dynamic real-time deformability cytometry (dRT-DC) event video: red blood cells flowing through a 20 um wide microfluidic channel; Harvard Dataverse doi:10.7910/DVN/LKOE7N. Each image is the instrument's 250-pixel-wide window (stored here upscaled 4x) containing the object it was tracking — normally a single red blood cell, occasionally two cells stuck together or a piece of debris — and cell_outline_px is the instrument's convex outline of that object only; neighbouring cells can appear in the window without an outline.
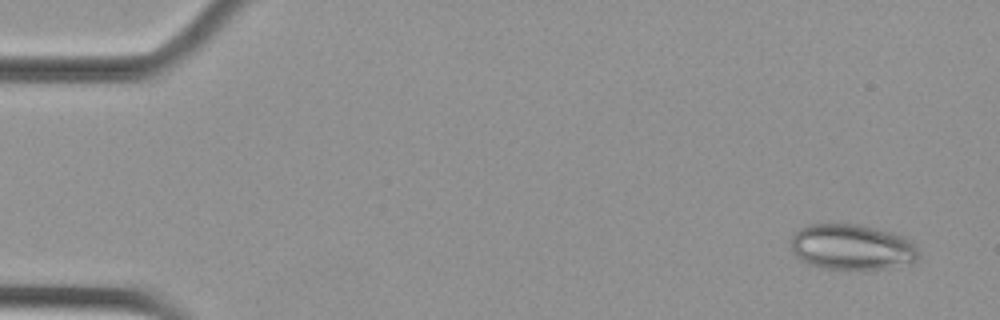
{"species": "Egyptian fruit bat (a non-hibernating species)", "species_latin": "Rousettus aegyptiacus", "temperature_condition": "cold", "stored_images_in_passage": 53, "camera_frame_rate_fps": 3000, "um_per_image_px": 0.085, "animal": {"sex": "female"}, "frame": {"image": 1, "passage_image": 3, "time_ms": 0.667, "image_size_px": [1000, 320], "cell_outline_px": [[916, 260], [912, 264], [880, 268], [824, 268], [808, 264], [800, 260], [792, 252], [792, 236], [800, 228], [812, 224], [856, 224], [892, 232], [904, 236], [916, 248]], "centroid_in_image_um": [72.38, 20.99], "position_along_channel_um": 12.6, "area_um2": 33.41}}
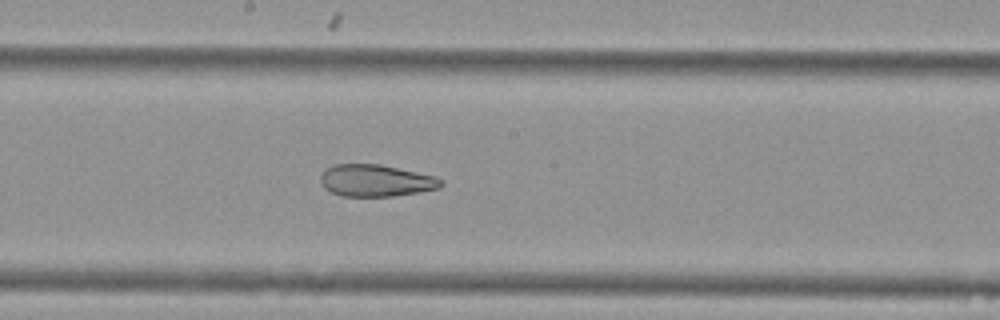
{"frame": {"image": 2, "passage_image": 29, "time_ms": 9.333, "image_size_px": [1000, 320], "cell_outline_px": [[444, 184], [440, 188], [420, 192], [392, 196], [340, 196], [324, 188], [320, 180], [320, 176], [328, 168], [336, 164], [380, 164], [436, 176], [444, 180]], "centroid_in_image_um": [31.99, 15.35], "position_along_channel_um": 216.2, "area_um2": 22.48}}
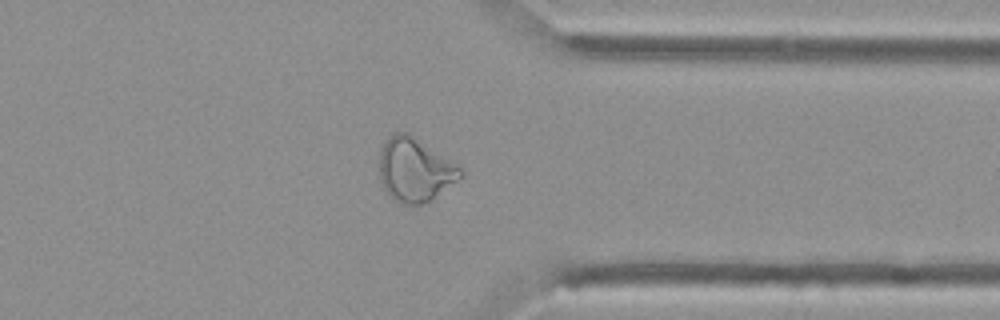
{"frame": {"image": 3, "passage_image": 42, "time_ms": 13.667, "image_size_px": [1000, 320], "cell_outline_px": [[464, 172], [456, 180], [432, 200], [420, 204], [404, 204], [396, 200], [384, 188], [380, 180], [380, 152], [388, 136], [396, 132], [408, 132], [456, 164]], "centroid_in_image_um": [35.24, 14.42], "position_along_channel_um": 376.2, "area_um2": 29.48}}